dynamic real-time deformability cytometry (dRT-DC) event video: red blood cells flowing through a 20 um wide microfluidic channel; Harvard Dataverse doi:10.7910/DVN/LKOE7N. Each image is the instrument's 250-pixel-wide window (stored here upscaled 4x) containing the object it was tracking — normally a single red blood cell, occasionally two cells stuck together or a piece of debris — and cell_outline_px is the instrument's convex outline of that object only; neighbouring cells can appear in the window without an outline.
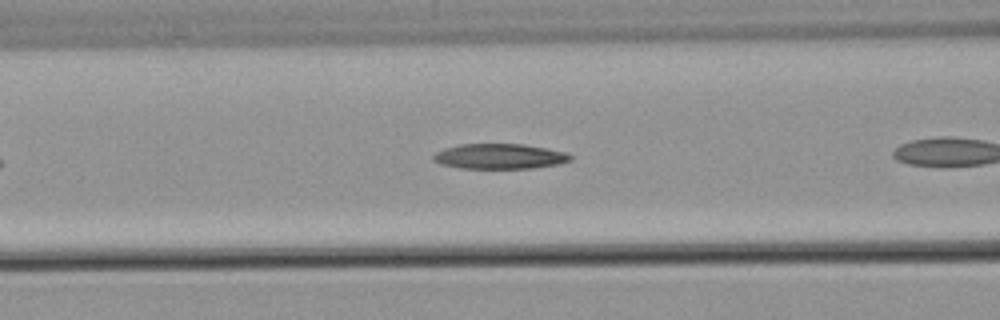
{"species": "common noctule bat (a hibernating species)", "species_latin": "Nyctalus noctula", "temperature_condition": "warm", "stored_images_in_passage": 16, "camera_frame_rate_fps": 3000, "um_per_image_px": 0.085, "animal": {"sex": "male", "body_mass_g": 21.5, "forearm_length_mm": 52.0}, "frame": {"image": 1, "passage_image": 7, "time_ms": 2.0, "image_size_px": [1000, 320], "cell_outline_px": [[572, 160], [560, 164], [532, 168], [460, 168], [440, 164], [432, 160], [432, 156], [436, 152], [444, 148], [460, 144], [524, 144], [564, 152], [572, 156]], "centroid_in_image_um": [42.44, 13.29], "position_along_channel_um": 124.2, "area_um2": 20.11}}